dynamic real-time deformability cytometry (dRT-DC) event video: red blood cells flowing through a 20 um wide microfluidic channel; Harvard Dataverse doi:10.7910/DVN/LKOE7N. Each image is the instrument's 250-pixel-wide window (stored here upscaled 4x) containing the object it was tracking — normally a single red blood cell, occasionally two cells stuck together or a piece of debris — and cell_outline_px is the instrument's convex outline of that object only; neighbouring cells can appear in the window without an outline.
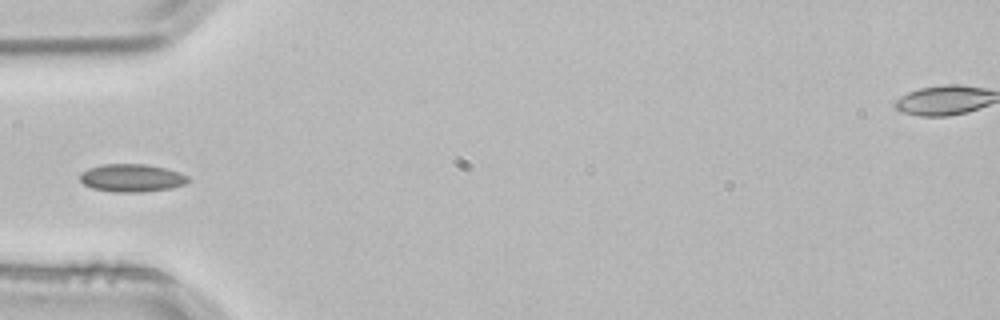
{"species": "common noctule bat (a hibernating species)", "species_latin": "Nyctalus noctula", "temperature_condition": "room temperature", "stored_images_in_passage": 3, "camera_frame_rate_fps": 3000, "um_per_image_px": 0.085, "animal": {"sex": "male", "body_mass_g": 21.5, "forearm_length_mm": 52.0}, "frame": {"image": 1, "passage_image": 3, "time_ms": 0.667, "image_size_px": [1000, 320], "cell_outline_px": [[188, 180], [184, 184], [168, 188], [144, 192], [112, 192], [92, 188], [84, 184], [80, 180], [80, 172], [88, 168], [104, 164], [148, 164], [180, 172], [188, 176]], "centroid_in_image_um": [11.16, 15.12], "position_along_channel_um": 73.8, "area_um2": 17.51}}